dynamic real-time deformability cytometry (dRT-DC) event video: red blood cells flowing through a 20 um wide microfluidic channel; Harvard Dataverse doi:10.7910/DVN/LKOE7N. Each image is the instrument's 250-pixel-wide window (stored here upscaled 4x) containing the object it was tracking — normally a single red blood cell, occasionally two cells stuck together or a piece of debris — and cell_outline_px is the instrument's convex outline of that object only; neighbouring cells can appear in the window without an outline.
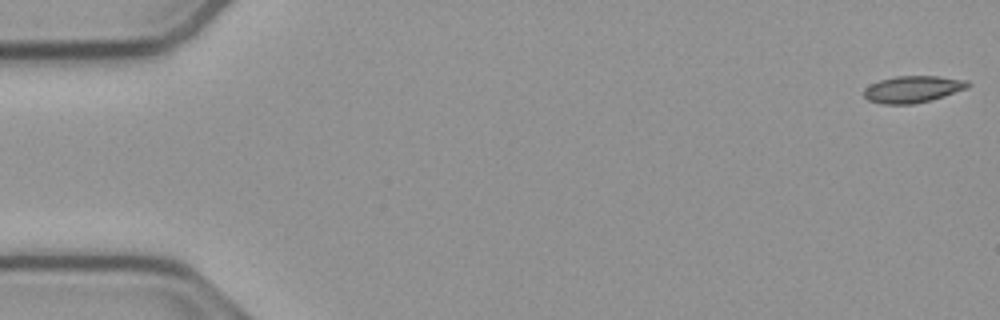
{"species": "common noctule bat (a hibernating species)", "species_latin": "Nyctalus noctula", "temperature_condition": "cold", "stored_images_in_passage": 54, "camera_frame_rate_fps": 3000, "um_per_image_px": 0.085, "animal": {"sex": "male", "body_mass_g": 23.1, "forearm_length_mm": 52.7}, "frame": {"image": 1, "passage_image": 1, "time_ms": 0.0, "image_size_px": [1000, 320], "cell_outline_px": [[972, 84], [968, 88], [932, 100], [912, 104], [884, 104], [868, 100], [864, 96], [864, 88], [880, 80], [896, 76], [940, 76], [968, 80]], "centroid_in_image_um": [77.63, 7.58], "position_along_channel_um": 7.4, "area_um2": 16.3}}
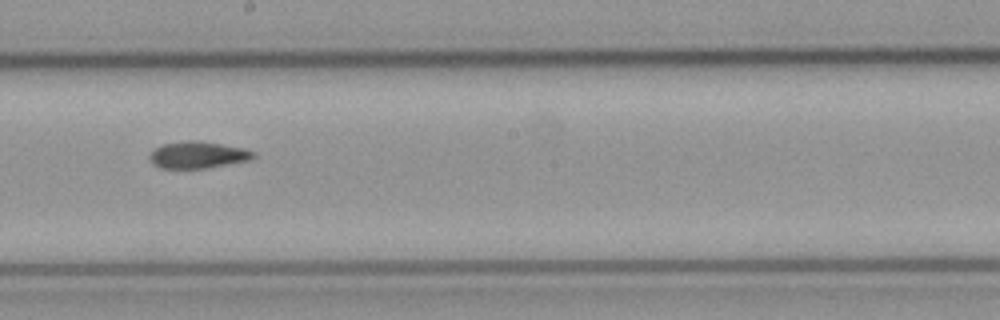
{"frame": {"image": 2, "passage_image": 30, "time_ms": 9.667, "image_size_px": [1000, 320], "cell_outline_px": [[256, 156], [248, 160], [204, 168], [160, 168], [148, 156], [156, 148], [164, 144], [188, 140], [196, 140], [244, 148], [256, 152]], "centroid_in_image_um": [16.84, 13.16], "position_along_channel_um": 231.4, "area_um2": 15.84}}
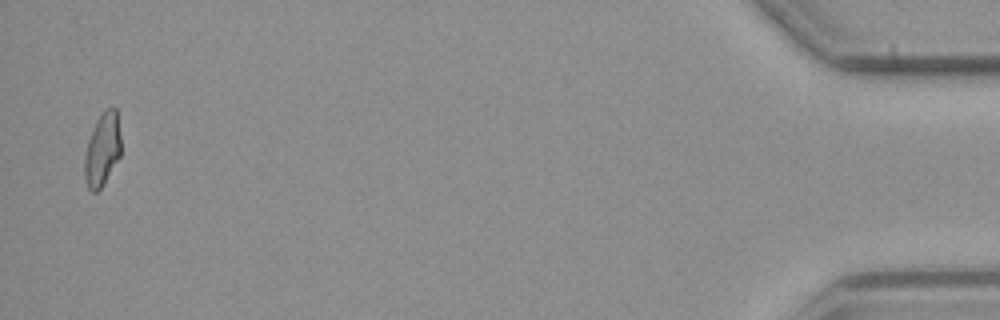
{"frame": {"image": 3, "passage_image": 53, "time_ms": 17.333, "image_size_px": [1000, 320], "cell_outline_px": [[120, 156], [104, 184], [96, 192], [92, 192], [88, 188], [84, 176], [84, 156], [88, 140], [96, 120], [104, 108], [116, 108], [120, 136]], "centroid_in_image_um": [8.68, 12.71], "position_along_channel_um": 426.5, "area_um2": 15.55}, "authors_computed_cell_mechanics": {"area_um2": 16.2418, "velocity_mm_per_s": 3.8027, "shape_relaxation_time_tau1_ms": 9.4145, "shape_relaxation_time_tau2_ms": 3.3913, "deformation_change_tau1": 0.1881, "deformation_change_tau2": 0.0833}}